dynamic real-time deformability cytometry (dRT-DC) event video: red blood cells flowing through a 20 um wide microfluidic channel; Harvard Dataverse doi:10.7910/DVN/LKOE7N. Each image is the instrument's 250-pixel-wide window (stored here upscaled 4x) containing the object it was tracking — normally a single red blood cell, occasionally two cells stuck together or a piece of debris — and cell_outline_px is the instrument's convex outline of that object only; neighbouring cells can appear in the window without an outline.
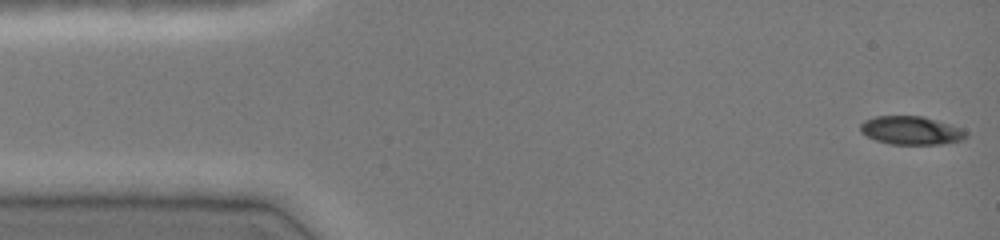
{"species": "common noctule bat (a hibernating species)", "species_latin": "Nyctalus noctula", "temperature_condition": "cold", "stored_images_in_passage": 14, "camera_frame_rate_fps": 3000, "um_per_image_px": 0.085, "animal": {"sex": "female", "body_mass_g": 19.0, "forearm_length_mm": 51.5}, "frame": {"image": 1, "passage_image": 1, "time_ms": 0.0, "image_size_px": [1000, 240], "cell_outline_px": [[968, 136], [964, 140], [944, 144], [892, 144], [876, 140], [860, 132], [860, 124], [864, 120], [876, 116], [924, 116], [960, 128], [968, 132]], "centroid_in_image_um": [77.46, 11.09], "position_along_channel_um": 7.5, "area_um2": 17.51}}
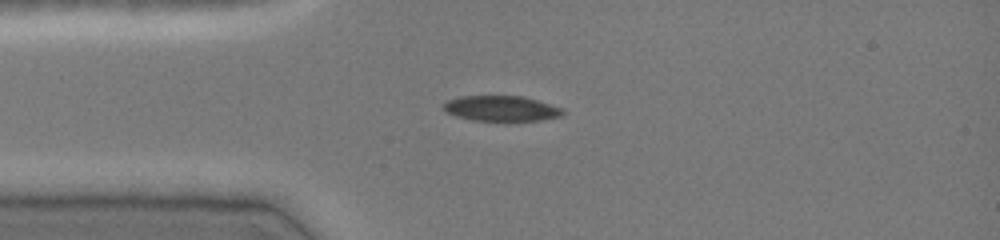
{"frame": {"image": 2, "passage_image": 11, "time_ms": 3.333, "image_size_px": [1000, 240], "cell_outline_px": [[564, 112], [560, 116], [540, 120], [472, 120], [456, 116], [444, 112], [444, 104], [448, 100], [460, 96], [524, 96], [564, 108]], "centroid_in_image_um": [42.61, 9.21], "position_along_channel_um": 42.4, "area_um2": 17.51}}